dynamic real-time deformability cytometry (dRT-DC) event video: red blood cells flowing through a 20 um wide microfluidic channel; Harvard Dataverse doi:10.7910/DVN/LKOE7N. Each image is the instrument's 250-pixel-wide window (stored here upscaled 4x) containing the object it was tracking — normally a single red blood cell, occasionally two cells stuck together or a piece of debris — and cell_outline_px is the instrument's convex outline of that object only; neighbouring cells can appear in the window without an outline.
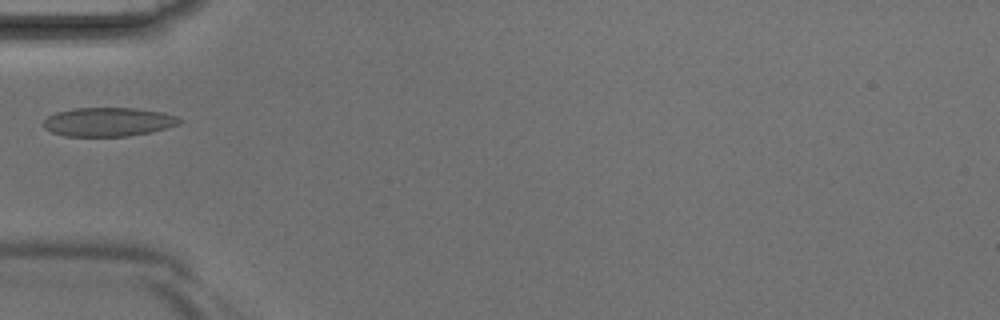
{"species": "Egyptian fruit bat (a non-hibernating species)", "species_latin": "Rousettus aegyptiacus", "temperature_condition": "room temperature", "stored_images_in_passage": 1, "camera_frame_rate_fps": 3000, "um_per_image_px": 0.085, "animal": {"sex": "male"}, "frame": {"image": 1, "passage_image": 1, "time_ms": 0.0, "image_size_px": [1000, 320], "cell_outline_px": [[180, 124], [152, 132], [128, 136], [64, 136], [52, 132], [44, 128], [40, 124], [48, 116], [56, 112], [76, 108], [136, 108], [164, 112], [180, 116]], "centroid_in_image_um": [9.21, 10.36], "position_along_channel_um": 75.8, "area_um2": 23.12}}